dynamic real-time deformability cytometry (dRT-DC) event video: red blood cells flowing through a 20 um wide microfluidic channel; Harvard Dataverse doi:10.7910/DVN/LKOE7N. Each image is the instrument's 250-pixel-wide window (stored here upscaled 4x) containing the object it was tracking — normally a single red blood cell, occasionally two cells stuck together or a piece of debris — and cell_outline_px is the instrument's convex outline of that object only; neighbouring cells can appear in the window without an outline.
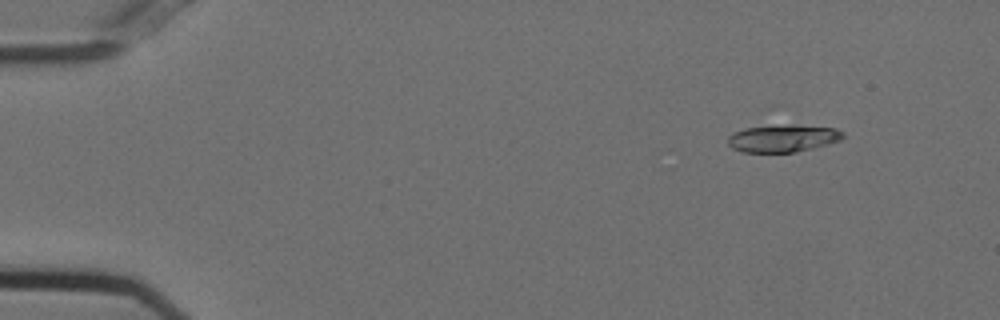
{"species": "Egyptian fruit bat (a non-hibernating species)", "species_latin": "Rousettus aegyptiacus", "temperature_condition": "cold", "stored_images_in_passage": 24, "camera_frame_rate_fps": 3000, "um_per_image_px": 0.085, "animal": {"sex": "female"}, "frame": {"image": 1, "passage_image": 6, "time_ms": 1.667, "image_size_px": [1000, 320], "cell_outline_px": [[844, 136], [840, 140], [812, 148], [796, 152], [744, 152], [732, 148], [728, 144], [728, 136], [732, 132], [744, 128], [792, 124], [836, 128], [844, 132]], "centroid_in_image_um": [66.54, 11.75], "position_along_channel_um": 18.5, "area_um2": 18.38}}
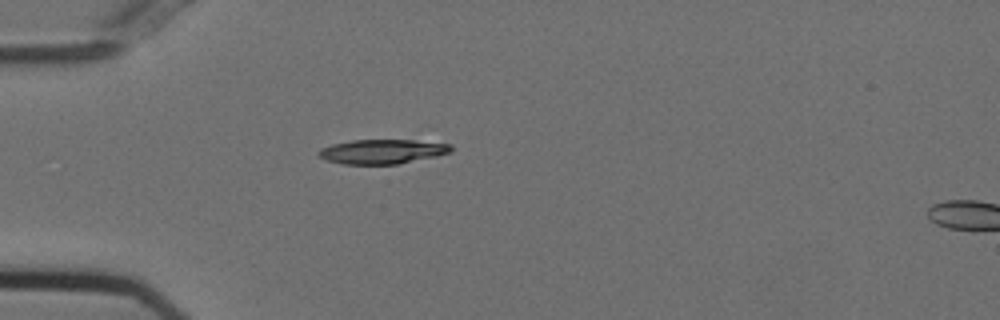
{"frame": {"image": 2, "passage_image": 16, "time_ms": 5.0, "image_size_px": [1000, 320], "cell_outline_px": [[452, 152], [436, 156], [396, 164], [344, 164], [328, 160], [320, 156], [316, 152], [320, 148], [332, 144], [352, 140], [416, 140], [452, 144]], "centroid_in_image_um": [32.51, 12.87], "position_along_channel_um": 52.5, "area_um2": 18.79}}
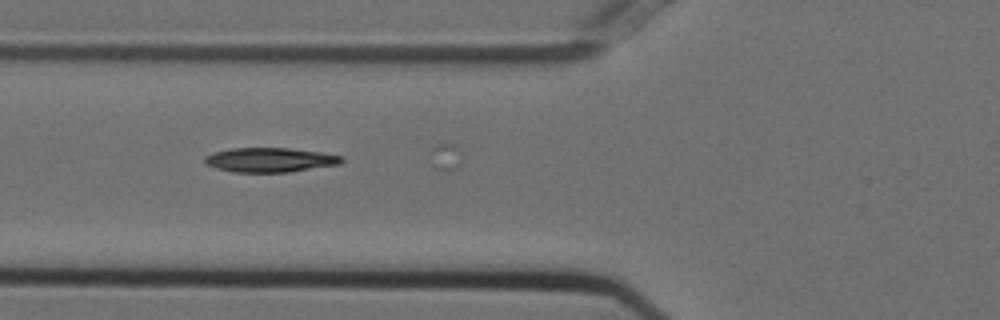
{"frame": {"image": 3, "passage_image": 21, "time_ms": 6.667, "image_size_px": [1000, 320], "cell_outline_px": [[344, 160], [340, 164], [288, 172], [232, 172], [216, 168], [204, 164], [204, 156], [212, 152], [232, 148], [288, 148], [324, 152], [344, 156]], "centroid_in_image_um": [22.94, 13.58], "position_along_channel_um": 102.9, "area_um2": 19.71}}